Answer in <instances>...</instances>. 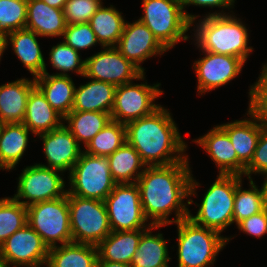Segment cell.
<instances>
[{"instance_id":"37","label":"cell","mask_w":267,"mask_h":267,"mask_svg":"<svg viewBox=\"0 0 267 267\" xmlns=\"http://www.w3.org/2000/svg\"><path fill=\"white\" fill-rule=\"evenodd\" d=\"M27 11V0H0V33L25 28Z\"/></svg>"},{"instance_id":"42","label":"cell","mask_w":267,"mask_h":267,"mask_svg":"<svg viewBox=\"0 0 267 267\" xmlns=\"http://www.w3.org/2000/svg\"><path fill=\"white\" fill-rule=\"evenodd\" d=\"M236 0H181L182 6H183V10L184 13L186 15V17L192 22L194 19L199 18L200 15H195L192 13L187 12L186 8L189 6H196V7H200V8H222L219 10H215L212 13L211 12H207L208 14H202V16H206V15H227V14H231L234 13L233 8H234V4H235ZM227 9V10H226ZM221 10V11H220ZM231 10V11H230ZM228 11V12H226Z\"/></svg>"},{"instance_id":"14","label":"cell","mask_w":267,"mask_h":267,"mask_svg":"<svg viewBox=\"0 0 267 267\" xmlns=\"http://www.w3.org/2000/svg\"><path fill=\"white\" fill-rule=\"evenodd\" d=\"M203 57L194 61L193 69L197 77L196 90L200 97L206 92L228 85L239 77L245 62L237 57L203 51Z\"/></svg>"},{"instance_id":"3","label":"cell","mask_w":267,"mask_h":267,"mask_svg":"<svg viewBox=\"0 0 267 267\" xmlns=\"http://www.w3.org/2000/svg\"><path fill=\"white\" fill-rule=\"evenodd\" d=\"M235 13L200 16L191 22V40L195 48L234 56L247 62L254 48L249 45V28ZM198 21V22H197ZM194 25V26H193ZM193 37V38H192Z\"/></svg>"},{"instance_id":"13","label":"cell","mask_w":267,"mask_h":267,"mask_svg":"<svg viewBox=\"0 0 267 267\" xmlns=\"http://www.w3.org/2000/svg\"><path fill=\"white\" fill-rule=\"evenodd\" d=\"M85 58L83 78L108 82L115 86L142 80L143 72L127 60L116 47H102Z\"/></svg>"},{"instance_id":"49","label":"cell","mask_w":267,"mask_h":267,"mask_svg":"<svg viewBox=\"0 0 267 267\" xmlns=\"http://www.w3.org/2000/svg\"><path fill=\"white\" fill-rule=\"evenodd\" d=\"M3 124L4 123L0 120V131H1V128H2Z\"/></svg>"},{"instance_id":"5","label":"cell","mask_w":267,"mask_h":267,"mask_svg":"<svg viewBox=\"0 0 267 267\" xmlns=\"http://www.w3.org/2000/svg\"><path fill=\"white\" fill-rule=\"evenodd\" d=\"M176 267H212L216 257L236 235L228 237L184 218L177 223ZM227 244V245H226Z\"/></svg>"},{"instance_id":"9","label":"cell","mask_w":267,"mask_h":267,"mask_svg":"<svg viewBox=\"0 0 267 267\" xmlns=\"http://www.w3.org/2000/svg\"><path fill=\"white\" fill-rule=\"evenodd\" d=\"M73 242L97 246L111 232L104 201L67 193Z\"/></svg>"},{"instance_id":"8","label":"cell","mask_w":267,"mask_h":267,"mask_svg":"<svg viewBox=\"0 0 267 267\" xmlns=\"http://www.w3.org/2000/svg\"><path fill=\"white\" fill-rule=\"evenodd\" d=\"M27 221L48 248L73 242L67 194L26 207Z\"/></svg>"},{"instance_id":"48","label":"cell","mask_w":267,"mask_h":267,"mask_svg":"<svg viewBox=\"0 0 267 267\" xmlns=\"http://www.w3.org/2000/svg\"><path fill=\"white\" fill-rule=\"evenodd\" d=\"M0 267H10L6 260L0 254Z\"/></svg>"},{"instance_id":"40","label":"cell","mask_w":267,"mask_h":267,"mask_svg":"<svg viewBox=\"0 0 267 267\" xmlns=\"http://www.w3.org/2000/svg\"><path fill=\"white\" fill-rule=\"evenodd\" d=\"M102 4L103 0H67L63 8L66 24L89 22Z\"/></svg>"},{"instance_id":"29","label":"cell","mask_w":267,"mask_h":267,"mask_svg":"<svg viewBox=\"0 0 267 267\" xmlns=\"http://www.w3.org/2000/svg\"><path fill=\"white\" fill-rule=\"evenodd\" d=\"M97 247L70 242L49 248L46 267H96Z\"/></svg>"},{"instance_id":"28","label":"cell","mask_w":267,"mask_h":267,"mask_svg":"<svg viewBox=\"0 0 267 267\" xmlns=\"http://www.w3.org/2000/svg\"><path fill=\"white\" fill-rule=\"evenodd\" d=\"M146 230L112 231L96 246L98 258L103 261L130 265L131 259L137 251L141 235Z\"/></svg>"},{"instance_id":"23","label":"cell","mask_w":267,"mask_h":267,"mask_svg":"<svg viewBox=\"0 0 267 267\" xmlns=\"http://www.w3.org/2000/svg\"><path fill=\"white\" fill-rule=\"evenodd\" d=\"M64 118L55 111L42 92L35 86L29 93L23 124L33 136L59 128Z\"/></svg>"},{"instance_id":"15","label":"cell","mask_w":267,"mask_h":267,"mask_svg":"<svg viewBox=\"0 0 267 267\" xmlns=\"http://www.w3.org/2000/svg\"><path fill=\"white\" fill-rule=\"evenodd\" d=\"M49 248L28 224L0 245V254L10 267L46 266Z\"/></svg>"},{"instance_id":"16","label":"cell","mask_w":267,"mask_h":267,"mask_svg":"<svg viewBox=\"0 0 267 267\" xmlns=\"http://www.w3.org/2000/svg\"><path fill=\"white\" fill-rule=\"evenodd\" d=\"M116 48L143 73L146 68L141 64L144 61L154 56L157 57V55L161 57L168 51L148 27L138 19L132 23L126 20Z\"/></svg>"},{"instance_id":"7","label":"cell","mask_w":267,"mask_h":267,"mask_svg":"<svg viewBox=\"0 0 267 267\" xmlns=\"http://www.w3.org/2000/svg\"><path fill=\"white\" fill-rule=\"evenodd\" d=\"M109 167L108 157L94 156L82 151L79 160L67 175V193L104 201L117 184Z\"/></svg>"},{"instance_id":"36","label":"cell","mask_w":267,"mask_h":267,"mask_svg":"<svg viewBox=\"0 0 267 267\" xmlns=\"http://www.w3.org/2000/svg\"><path fill=\"white\" fill-rule=\"evenodd\" d=\"M27 221V208L12 196L0 198V245Z\"/></svg>"},{"instance_id":"17","label":"cell","mask_w":267,"mask_h":267,"mask_svg":"<svg viewBox=\"0 0 267 267\" xmlns=\"http://www.w3.org/2000/svg\"><path fill=\"white\" fill-rule=\"evenodd\" d=\"M38 138L42 140L43 155L47 161V164H38L68 174L83 151L70 130L63 123L59 128L38 135Z\"/></svg>"},{"instance_id":"20","label":"cell","mask_w":267,"mask_h":267,"mask_svg":"<svg viewBox=\"0 0 267 267\" xmlns=\"http://www.w3.org/2000/svg\"><path fill=\"white\" fill-rule=\"evenodd\" d=\"M38 37L40 36L27 28L12 31L5 35L6 50L10 45L13 53L33 78L48 72Z\"/></svg>"},{"instance_id":"21","label":"cell","mask_w":267,"mask_h":267,"mask_svg":"<svg viewBox=\"0 0 267 267\" xmlns=\"http://www.w3.org/2000/svg\"><path fill=\"white\" fill-rule=\"evenodd\" d=\"M35 87L34 78H17L0 85V120L5 123H22L27 99Z\"/></svg>"},{"instance_id":"30","label":"cell","mask_w":267,"mask_h":267,"mask_svg":"<svg viewBox=\"0 0 267 267\" xmlns=\"http://www.w3.org/2000/svg\"><path fill=\"white\" fill-rule=\"evenodd\" d=\"M122 13L114 5L106 7L102 4L89 20L88 23L102 47H116L126 22Z\"/></svg>"},{"instance_id":"33","label":"cell","mask_w":267,"mask_h":267,"mask_svg":"<svg viewBox=\"0 0 267 267\" xmlns=\"http://www.w3.org/2000/svg\"><path fill=\"white\" fill-rule=\"evenodd\" d=\"M243 180V177L237 175L233 208V224L235 225L265 209L261 187L256 185L254 179H247L249 188H243Z\"/></svg>"},{"instance_id":"12","label":"cell","mask_w":267,"mask_h":267,"mask_svg":"<svg viewBox=\"0 0 267 267\" xmlns=\"http://www.w3.org/2000/svg\"><path fill=\"white\" fill-rule=\"evenodd\" d=\"M104 202L112 231H133L151 226L144 216L136 183L116 184Z\"/></svg>"},{"instance_id":"39","label":"cell","mask_w":267,"mask_h":267,"mask_svg":"<svg viewBox=\"0 0 267 267\" xmlns=\"http://www.w3.org/2000/svg\"><path fill=\"white\" fill-rule=\"evenodd\" d=\"M260 74L248 89V110L256 115L267 118V62L262 63Z\"/></svg>"},{"instance_id":"22","label":"cell","mask_w":267,"mask_h":267,"mask_svg":"<svg viewBox=\"0 0 267 267\" xmlns=\"http://www.w3.org/2000/svg\"><path fill=\"white\" fill-rule=\"evenodd\" d=\"M34 81L52 108L63 118L72 111L76 85L71 75H53L44 72L35 77Z\"/></svg>"},{"instance_id":"4","label":"cell","mask_w":267,"mask_h":267,"mask_svg":"<svg viewBox=\"0 0 267 267\" xmlns=\"http://www.w3.org/2000/svg\"><path fill=\"white\" fill-rule=\"evenodd\" d=\"M201 184L191 175L189 205L198 207L196 214L189 211L188 218L198 225L223 233L233 225V208L237 175L217 174L216 179L204 193L201 203H194L191 197H197ZM197 189V190H196Z\"/></svg>"},{"instance_id":"6","label":"cell","mask_w":267,"mask_h":267,"mask_svg":"<svg viewBox=\"0 0 267 267\" xmlns=\"http://www.w3.org/2000/svg\"><path fill=\"white\" fill-rule=\"evenodd\" d=\"M145 24L158 41L169 51L180 41H189L191 21L186 17L181 0H142ZM187 34V35H186Z\"/></svg>"},{"instance_id":"47","label":"cell","mask_w":267,"mask_h":267,"mask_svg":"<svg viewBox=\"0 0 267 267\" xmlns=\"http://www.w3.org/2000/svg\"><path fill=\"white\" fill-rule=\"evenodd\" d=\"M6 51L5 35L0 33V62L3 57V53Z\"/></svg>"},{"instance_id":"27","label":"cell","mask_w":267,"mask_h":267,"mask_svg":"<svg viewBox=\"0 0 267 267\" xmlns=\"http://www.w3.org/2000/svg\"><path fill=\"white\" fill-rule=\"evenodd\" d=\"M30 133L23 123L3 124L0 131V170H16L29 146Z\"/></svg>"},{"instance_id":"38","label":"cell","mask_w":267,"mask_h":267,"mask_svg":"<svg viewBox=\"0 0 267 267\" xmlns=\"http://www.w3.org/2000/svg\"><path fill=\"white\" fill-rule=\"evenodd\" d=\"M62 38L67 45L78 52L92 49L97 44L102 48L88 22L67 24Z\"/></svg>"},{"instance_id":"46","label":"cell","mask_w":267,"mask_h":267,"mask_svg":"<svg viewBox=\"0 0 267 267\" xmlns=\"http://www.w3.org/2000/svg\"><path fill=\"white\" fill-rule=\"evenodd\" d=\"M262 178L264 180L261 185V189H262V194H263L264 205H265V208H267V174L263 175Z\"/></svg>"},{"instance_id":"11","label":"cell","mask_w":267,"mask_h":267,"mask_svg":"<svg viewBox=\"0 0 267 267\" xmlns=\"http://www.w3.org/2000/svg\"><path fill=\"white\" fill-rule=\"evenodd\" d=\"M63 176V172L38 163L24 166L16 178V194L12 197L26 207L37 202L64 197L68 186Z\"/></svg>"},{"instance_id":"18","label":"cell","mask_w":267,"mask_h":267,"mask_svg":"<svg viewBox=\"0 0 267 267\" xmlns=\"http://www.w3.org/2000/svg\"><path fill=\"white\" fill-rule=\"evenodd\" d=\"M197 138L191 142L196 143L208 154L218 168V174L244 176L246 166L237 158L228 134L218 124Z\"/></svg>"},{"instance_id":"26","label":"cell","mask_w":267,"mask_h":267,"mask_svg":"<svg viewBox=\"0 0 267 267\" xmlns=\"http://www.w3.org/2000/svg\"><path fill=\"white\" fill-rule=\"evenodd\" d=\"M114 84L90 79L75 88L72 111H95L110 113L114 104Z\"/></svg>"},{"instance_id":"19","label":"cell","mask_w":267,"mask_h":267,"mask_svg":"<svg viewBox=\"0 0 267 267\" xmlns=\"http://www.w3.org/2000/svg\"><path fill=\"white\" fill-rule=\"evenodd\" d=\"M244 116V119H236L219 126L228 134L237 158L247 166L253 158L262 130V117L251 113L248 109Z\"/></svg>"},{"instance_id":"44","label":"cell","mask_w":267,"mask_h":267,"mask_svg":"<svg viewBox=\"0 0 267 267\" xmlns=\"http://www.w3.org/2000/svg\"><path fill=\"white\" fill-rule=\"evenodd\" d=\"M96 267H131V265H127V264L120 263V262L103 261L98 258Z\"/></svg>"},{"instance_id":"32","label":"cell","mask_w":267,"mask_h":267,"mask_svg":"<svg viewBox=\"0 0 267 267\" xmlns=\"http://www.w3.org/2000/svg\"><path fill=\"white\" fill-rule=\"evenodd\" d=\"M110 113L95 111H71L63 123L70 130L78 144L85 148L92 138L111 121Z\"/></svg>"},{"instance_id":"41","label":"cell","mask_w":267,"mask_h":267,"mask_svg":"<svg viewBox=\"0 0 267 267\" xmlns=\"http://www.w3.org/2000/svg\"><path fill=\"white\" fill-rule=\"evenodd\" d=\"M254 175L267 174V118L262 117V130L250 163L245 167L244 177L254 179Z\"/></svg>"},{"instance_id":"25","label":"cell","mask_w":267,"mask_h":267,"mask_svg":"<svg viewBox=\"0 0 267 267\" xmlns=\"http://www.w3.org/2000/svg\"><path fill=\"white\" fill-rule=\"evenodd\" d=\"M165 227V225H151L142 235L137 251L131 259V267H165L171 261L168 242L163 233L152 232ZM170 256V257H169Z\"/></svg>"},{"instance_id":"2","label":"cell","mask_w":267,"mask_h":267,"mask_svg":"<svg viewBox=\"0 0 267 267\" xmlns=\"http://www.w3.org/2000/svg\"><path fill=\"white\" fill-rule=\"evenodd\" d=\"M172 115L161 105L153 113L125 124L126 142L146 166L170 165L188 157V144Z\"/></svg>"},{"instance_id":"24","label":"cell","mask_w":267,"mask_h":267,"mask_svg":"<svg viewBox=\"0 0 267 267\" xmlns=\"http://www.w3.org/2000/svg\"><path fill=\"white\" fill-rule=\"evenodd\" d=\"M27 10L25 28L41 38L63 37L67 24L62 9L50 7L42 0H27Z\"/></svg>"},{"instance_id":"1","label":"cell","mask_w":267,"mask_h":267,"mask_svg":"<svg viewBox=\"0 0 267 267\" xmlns=\"http://www.w3.org/2000/svg\"><path fill=\"white\" fill-rule=\"evenodd\" d=\"M189 163L188 156L170 165L147 166L139 176L136 184L142 210L151 225L167 226L188 217L192 175ZM173 213L175 218L170 219Z\"/></svg>"},{"instance_id":"45","label":"cell","mask_w":267,"mask_h":267,"mask_svg":"<svg viewBox=\"0 0 267 267\" xmlns=\"http://www.w3.org/2000/svg\"><path fill=\"white\" fill-rule=\"evenodd\" d=\"M46 4H48L50 7H54L57 9H62L64 8V5L67 0H42Z\"/></svg>"},{"instance_id":"31","label":"cell","mask_w":267,"mask_h":267,"mask_svg":"<svg viewBox=\"0 0 267 267\" xmlns=\"http://www.w3.org/2000/svg\"><path fill=\"white\" fill-rule=\"evenodd\" d=\"M110 173L117 184L136 183L146 164L127 142L108 156Z\"/></svg>"},{"instance_id":"10","label":"cell","mask_w":267,"mask_h":267,"mask_svg":"<svg viewBox=\"0 0 267 267\" xmlns=\"http://www.w3.org/2000/svg\"><path fill=\"white\" fill-rule=\"evenodd\" d=\"M146 76V72L142 74L141 81H144L140 84L133 81L117 86L111 110L113 121L126 124L153 113L161 106L156 102L164 94L161 83L148 84Z\"/></svg>"},{"instance_id":"43","label":"cell","mask_w":267,"mask_h":267,"mask_svg":"<svg viewBox=\"0 0 267 267\" xmlns=\"http://www.w3.org/2000/svg\"><path fill=\"white\" fill-rule=\"evenodd\" d=\"M239 232L251 237L262 238L267 234V208L248 217L236 225Z\"/></svg>"},{"instance_id":"34","label":"cell","mask_w":267,"mask_h":267,"mask_svg":"<svg viewBox=\"0 0 267 267\" xmlns=\"http://www.w3.org/2000/svg\"><path fill=\"white\" fill-rule=\"evenodd\" d=\"M124 143H126L125 124L111 120L92 138L83 151L94 156L108 157Z\"/></svg>"},{"instance_id":"35","label":"cell","mask_w":267,"mask_h":267,"mask_svg":"<svg viewBox=\"0 0 267 267\" xmlns=\"http://www.w3.org/2000/svg\"><path fill=\"white\" fill-rule=\"evenodd\" d=\"M81 53L67 45L63 40L53 45L49 52V62L53 69L59 72L53 75L68 76L70 72L77 76L84 75L85 59H82ZM69 72V73H68Z\"/></svg>"}]
</instances>
